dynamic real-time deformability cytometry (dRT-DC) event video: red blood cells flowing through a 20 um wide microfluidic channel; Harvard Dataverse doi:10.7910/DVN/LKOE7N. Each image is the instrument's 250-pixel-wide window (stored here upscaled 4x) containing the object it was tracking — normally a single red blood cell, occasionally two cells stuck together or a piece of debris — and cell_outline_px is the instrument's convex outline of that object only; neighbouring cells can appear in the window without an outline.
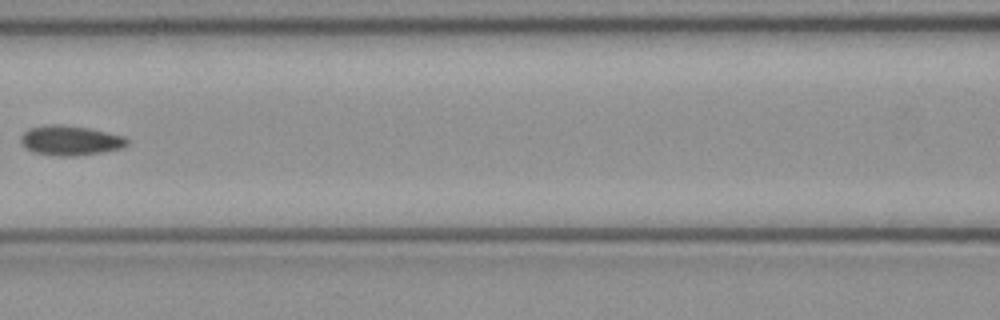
{"species": "common noctule bat (a hibernating species)", "species_latin": "Nyctalus noctula", "temperature_condition": "cold", "stored_images_in_passage": 6, "camera_frame_rate_fps": 3000, "um_per_image_px": 0.085, "animal": {"sex": "female", "body_mass_g": 21.9}, "frame": {"image": 1, "passage_image": 6, "time_ms": 1.667, "image_size_px": [1000, 320], "cell_outline_px": [[128, 144], [124, 148], [104, 152], [76, 156], [56, 156], [32, 152], [24, 148], [20, 144], [20, 136], [28, 128], [44, 124], [60, 124], [92, 128], [124, 136], [128, 140]], "centroid_in_image_um": [5.95, 11.93], "position_along_channel_um": 160.6, "area_um2": 19.02}}